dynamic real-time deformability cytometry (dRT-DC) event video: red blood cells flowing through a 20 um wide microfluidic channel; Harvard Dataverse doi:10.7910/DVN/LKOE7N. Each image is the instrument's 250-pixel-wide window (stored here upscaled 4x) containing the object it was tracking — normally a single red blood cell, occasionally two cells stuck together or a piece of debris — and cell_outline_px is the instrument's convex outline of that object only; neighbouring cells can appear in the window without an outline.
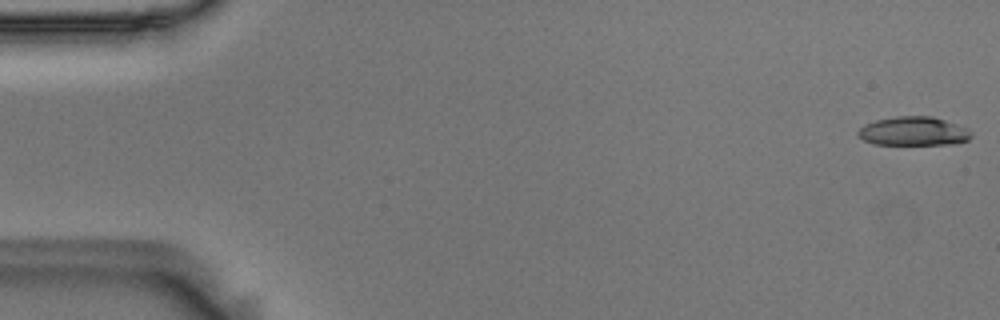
{"species": "Egyptian fruit bat (a non-hibernating species)", "species_latin": "Rousettus aegyptiacus", "temperature_condition": "room temperature", "stored_images_in_passage": 56, "camera_frame_rate_fps": 3000, "um_per_image_px": 0.085, "animal": {"sex": "male"}, "frame": {"image": 1, "passage_image": 1, "time_ms": 0.0, "image_size_px": [1000, 320], "cell_outline_px": [[972, 136], [968, 140], [952, 144], [872, 144], [864, 140], [856, 132], [864, 124], [876, 120], [896, 116], [932, 116], [968, 128], [972, 132]], "centroid_in_image_um": [77.65, 11.15], "position_along_channel_um": 7.3, "area_um2": 19.02}}
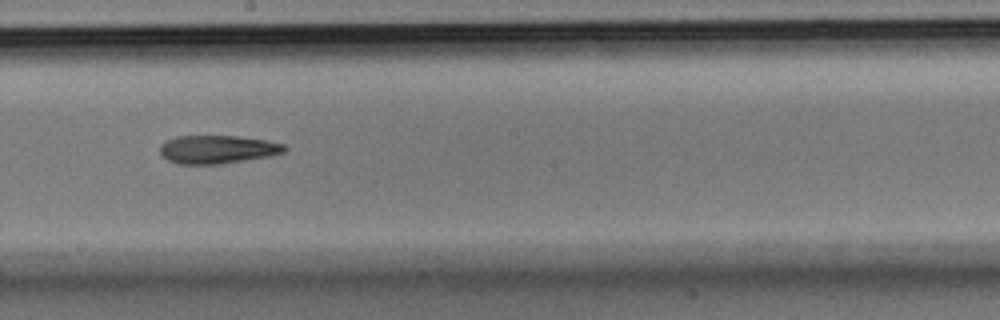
{"frame": {"image": 2, "passage_image": 31, "time_ms": 10.0, "image_size_px": [1000, 320], "cell_outline_px": [[288, 148], [284, 152], [272, 156], [220, 164], [176, 164], [160, 156], [160, 144], [164, 140], [176, 136], [236, 136], [268, 140], [284, 144]], "centroid_in_image_um": [18.47, 12.7], "position_along_channel_um": 229.7, "area_um2": 20.87}}
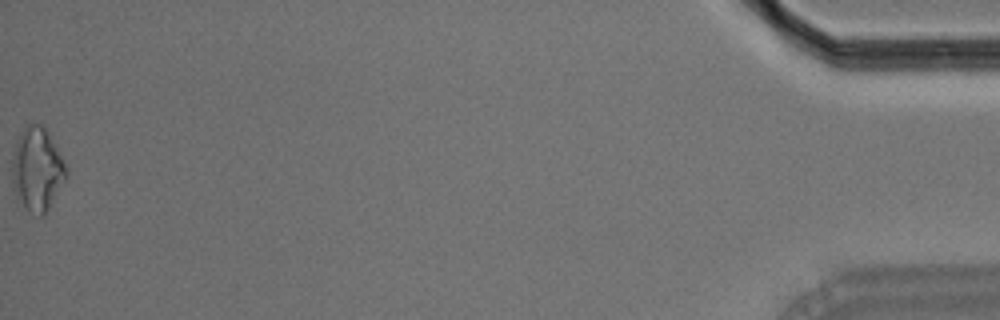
{"frame": {"image": 3, "passage_image": 56, "time_ms": 18.333, "image_size_px": [1000, 320], "cell_outline_px": [[68, 176], [44, 216], [40, 216], [16, 200], [12, 184], [12, 156], [16, 140], [24, 128], [28, 124], [40, 124], [44, 128], [68, 168]], "centroid_in_image_um": [3.14, 14.41], "position_along_channel_um": 432.1, "area_um2": 26.13}, "authors_computed_cell_mechanics": {"area_um2": 20.7213, "velocity_mm_per_s": 3.6164, "shape_relaxation_time_tau1_ms": 8.8415, "shape_relaxation_time_tau2_ms": null, "deformation_change_tau1": 0.1844, "deformation_change_tau2": null}}